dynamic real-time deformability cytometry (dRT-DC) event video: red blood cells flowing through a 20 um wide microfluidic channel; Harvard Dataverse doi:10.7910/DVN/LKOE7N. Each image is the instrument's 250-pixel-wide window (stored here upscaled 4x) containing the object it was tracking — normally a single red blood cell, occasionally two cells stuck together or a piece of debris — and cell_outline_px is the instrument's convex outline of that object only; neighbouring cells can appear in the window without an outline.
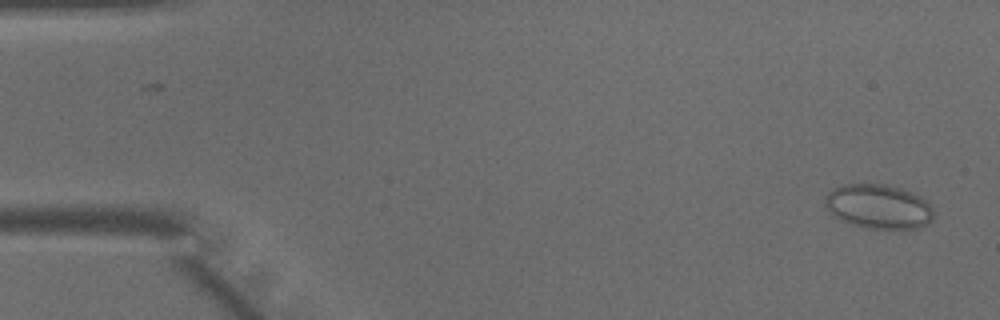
{"species": "common noctule bat (a hibernating species)", "species_latin": "Nyctalus noctula", "temperature_condition": "warm", "stored_images_in_passage": 45, "camera_frame_rate_fps": 3000, "um_per_image_px": 0.085, "animal": {"sex": "male", "body_mass_g": 15.6}, "frame": {"image": 1, "passage_image": 2, "time_ms": 0.333, "image_size_px": [1000, 320], "cell_outline_px": [[932, 220], [928, 224], [920, 228], [860, 228], [840, 220], [832, 216], [828, 212], [824, 204], [824, 200], [828, 192], [840, 184], [884, 184], [904, 188], [920, 196], [932, 208]], "centroid_in_image_um": [74.62, 17.55], "position_along_channel_um": 10.4, "area_um2": 28.44}}
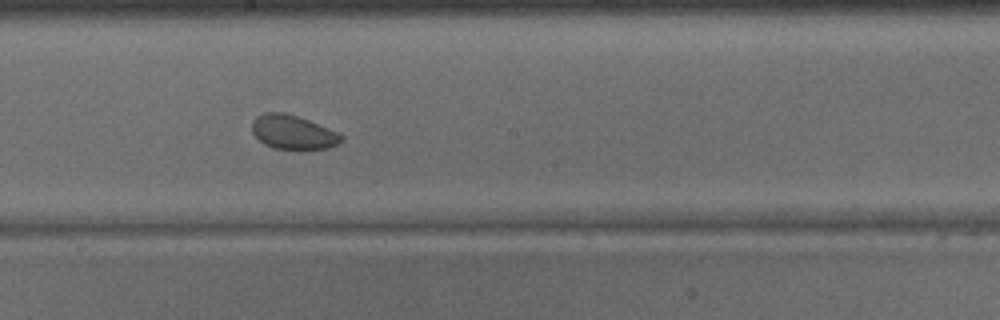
{"frame": {"image": 2, "passage_image": 25, "time_ms": 8.0, "image_size_px": [1000, 320], "cell_outline_px": [[344, 140], [328, 148], [272, 148], [264, 144], [252, 132], [252, 120], [256, 116], [264, 112], [284, 112], [308, 120], [336, 132], [344, 136]], "centroid_in_image_um": [24.86, 11.22], "position_along_channel_um": 223.3, "area_um2": 17.4}}
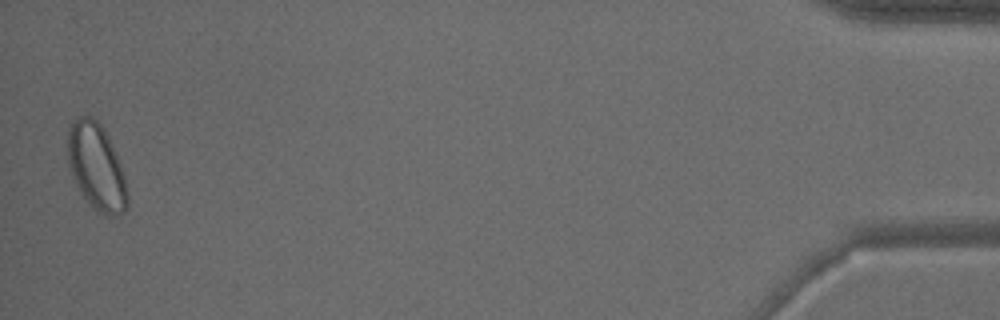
{"frame": {"image": 3, "passage_image": 45, "time_ms": 14.667, "image_size_px": [1000, 320], "cell_outline_px": [[128, 204], [124, 212], [116, 216], [104, 216], [96, 212], [88, 204], [80, 192], [72, 176], [68, 164], [68, 128], [80, 116], [92, 116], [100, 124], [116, 156], [124, 176], [128, 192]], "centroid_in_image_um": [8.18, 14.27], "position_along_channel_um": 427.0, "area_um2": 29.82}}